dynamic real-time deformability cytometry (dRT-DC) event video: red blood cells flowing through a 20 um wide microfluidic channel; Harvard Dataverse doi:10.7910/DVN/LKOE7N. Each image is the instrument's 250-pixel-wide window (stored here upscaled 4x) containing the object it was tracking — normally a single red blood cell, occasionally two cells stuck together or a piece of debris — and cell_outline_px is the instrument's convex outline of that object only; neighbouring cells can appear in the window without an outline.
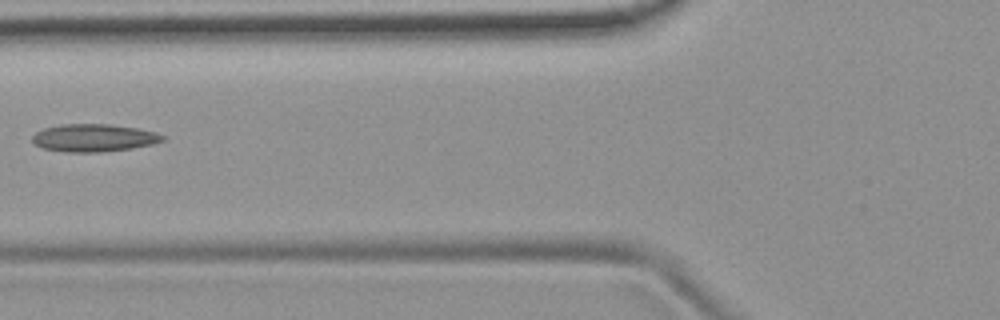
{"species": "common noctule bat (a hibernating species)", "species_latin": "Nyctalus noctula", "temperature_condition": "room temperature", "stored_images_in_passage": 5, "camera_frame_rate_fps": 3000, "um_per_image_px": 0.085, "animal": {"sex": "female", "body_mass_g": 19.9}, "frame": {"image": 1, "passage_image": 4, "time_ms": 1.0, "image_size_px": [1000, 320], "cell_outline_px": [[168, 136], [164, 140], [152, 144], [132, 148], [96, 152], [68, 152], [44, 148], [36, 144], [32, 140], [32, 136], [36, 132], [44, 128], [60, 124], [108, 124], [136, 128], [156, 132]], "centroid_in_image_um": [8.0, 11.71], "position_along_channel_um": 117.8, "area_um2": 20.87}}
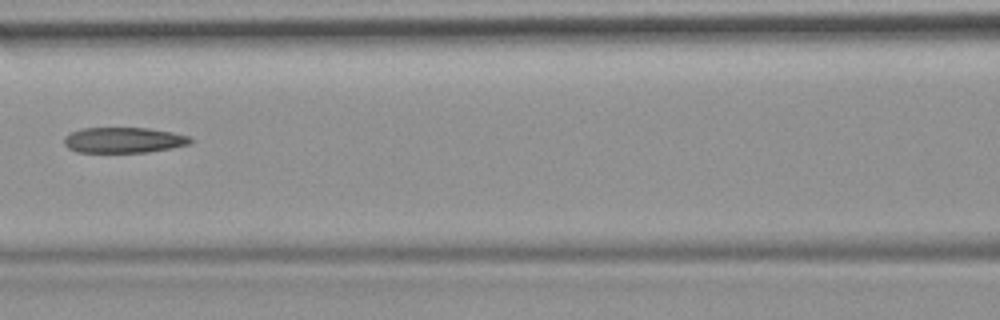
{"frame": {"image": 2, "passage_image": 5, "time_ms": 1.333, "image_size_px": [1000, 320], "cell_outline_px": [[192, 140], [188, 144], [172, 148], [148, 152], [76, 152], [68, 148], [64, 144], [64, 136], [72, 132], [84, 128], [148, 128], [172, 132], [188, 136]], "centroid_in_image_um": [10.49, 11.91], "position_along_channel_um": 156.1, "area_um2": 18.73}}